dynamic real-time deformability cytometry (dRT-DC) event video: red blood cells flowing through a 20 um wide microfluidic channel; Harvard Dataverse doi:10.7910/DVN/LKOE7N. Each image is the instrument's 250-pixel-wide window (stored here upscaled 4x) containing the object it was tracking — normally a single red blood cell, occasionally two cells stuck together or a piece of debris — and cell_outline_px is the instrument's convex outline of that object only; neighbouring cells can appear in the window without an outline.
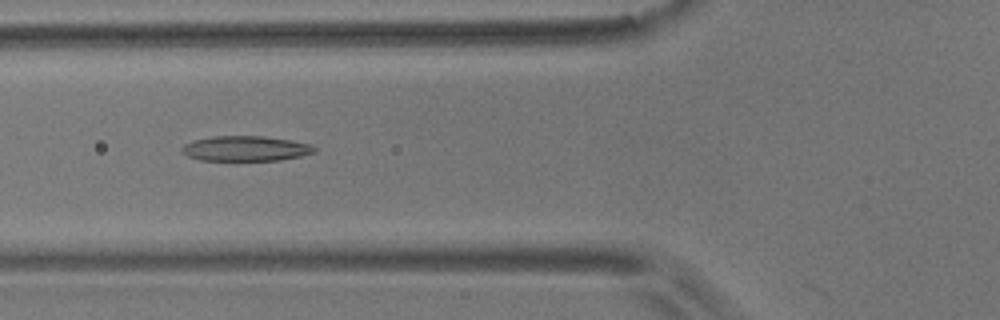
{"species": "common noctule bat (a hibernating species)", "species_latin": "Nyctalus noctula", "temperature_condition": "room temperature", "stored_images_in_passage": 6, "camera_frame_rate_fps": 3000, "um_per_image_px": 0.085, "animal": {"sex": "male", "body_mass_g": 17.9}, "frame": {"image": 1, "passage_image": 6, "time_ms": 1.667, "image_size_px": [1000, 320], "cell_outline_px": [[316, 152], [300, 156], [280, 160], [200, 160], [188, 156], [180, 152], [180, 148], [184, 144], [196, 140], [212, 136], [264, 136], [292, 140], [312, 144], [316, 148]], "centroid_in_image_um": [20.89, 12.62], "position_along_channel_um": 104.9, "area_um2": 19.48}}